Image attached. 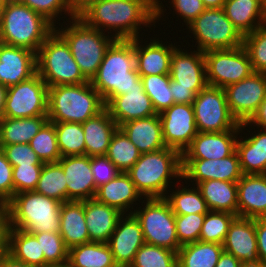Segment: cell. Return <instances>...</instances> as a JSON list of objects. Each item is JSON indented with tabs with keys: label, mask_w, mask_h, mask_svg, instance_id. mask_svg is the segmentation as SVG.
I'll list each match as a JSON object with an SVG mask.
<instances>
[{
	"label": "cell",
	"mask_w": 266,
	"mask_h": 267,
	"mask_svg": "<svg viewBox=\"0 0 266 267\" xmlns=\"http://www.w3.org/2000/svg\"><path fill=\"white\" fill-rule=\"evenodd\" d=\"M58 162L62 166L67 182V201L93 199L97 188L91 170V157L63 156Z\"/></svg>",
	"instance_id": "cell-19"
},
{
	"label": "cell",
	"mask_w": 266,
	"mask_h": 267,
	"mask_svg": "<svg viewBox=\"0 0 266 267\" xmlns=\"http://www.w3.org/2000/svg\"><path fill=\"white\" fill-rule=\"evenodd\" d=\"M198 132L240 130V124L229 111L225 89L207 86L193 103Z\"/></svg>",
	"instance_id": "cell-12"
},
{
	"label": "cell",
	"mask_w": 266,
	"mask_h": 267,
	"mask_svg": "<svg viewBox=\"0 0 266 267\" xmlns=\"http://www.w3.org/2000/svg\"><path fill=\"white\" fill-rule=\"evenodd\" d=\"M34 191L61 203L67 201V182L59 162L44 163Z\"/></svg>",
	"instance_id": "cell-38"
},
{
	"label": "cell",
	"mask_w": 266,
	"mask_h": 267,
	"mask_svg": "<svg viewBox=\"0 0 266 267\" xmlns=\"http://www.w3.org/2000/svg\"><path fill=\"white\" fill-rule=\"evenodd\" d=\"M68 263L72 267H118L109 245L94 241L70 248Z\"/></svg>",
	"instance_id": "cell-36"
},
{
	"label": "cell",
	"mask_w": 266,
	"mask_h": 267,
	"mask_svg": "<svg viewBox=\"0 0 266 267\" xmlns=\"http://www.w3.org/2000/svg\"><path fill=\"white\" fill-rule=\"evenodd\" d=\"M223 251V245L213 242L184 244L177 252V267H215Z\"/></svg>",
	"instance_id": "cell-35"
},
{
	"label": "cell",
	"mask_w": 266,
	"mask_h": 267,
	"mask_svg": "<svg viewBox=\"0 0 266 267\" xmlns=\"http://www.w3.org/2000/svg\"><path fill=\"white\" fill-rule=\"evenodd\" d=\"M208 86L226 88L250 76L254 71L242 46L204 52Z\"/></svg>",
	"instance_id": "cell-11"
},
{
	"label": "cell",
	"mask_w": 266,
	"mask_h": 267,
	"mask_svg": "<svg viewBox=\"0 0 266 267\" xmlns=\"http://www.w3.org/2000/svg\"><path fill=\"white\" fill-rule=\"evenodd\" d=\"M171 3L187 26L206 9L202 0H172Z\"/></svg>",
	"instance_id": "cell-54"
},
{
	"label": "cell",
	"mask_w": 266,
	"mask_h": 267,
	"mask_svg": "<svg viewBox=\"0 0 266 267\" xmlns=\"http://www.w3.org/2000/svg\"><path fill=\"white\" fill-rule=\"evenodd\" d=\"M205 214L175 215L176 234L181 245L199 241Z\"/></svg>",
	"instance_id": "cell-48"
},
{
	"label": "cell",
	"mask_w": 266,
	"mask_h": 267,
	"mask_svg": "<svg viewBox=\"0 0 266 267\" xmlns=\"http://www.w3.org/2000/svg\"><path fill=\"white\" fill-rule=\"evenodd\" d=\"M159 118L166 147L182 154L198 133L193 105L174 103L160 113Z\"/></svg>",
	"instance_id": "cell-15"
},
{
	"label": "cell",
	"mask_w": 266,
	"mask_h": 267,
	"mask_svg": "<svg viewBox=\"0 0 266 267\" xmlns=\"http://www.w3.org/2000/svg\"><path fill=\"white\" fill-rule=\"evenodd\" d=\"M252 124L260 127V130H266V97L251 118L247 122L240 123V129L243 130L244 127Z\"/></svg>",
	"instance_id": "cell-58"
},
{
	"label": "cell",
	"mask_w": 266,
	"mask_h": 267,
	"mask_svg": "<svg viewBox=\"0 0 266 267\" xmlns=\"http://www.w3.org/2000/svg\"><path fill=\"white\" fill-rule=\"evenodd\" d=\"M238 216L266 218V174H243L237 182Z\"/></svg>",
	"instance_id": "cell-23"
},
{
	"label": "cell",
	"mask_w": 266,
	"mask_h": 267,
	"mask_svg": "<svg viewBox=\"0 0 266 267\" xmlns=\"http://www.w3.org/2000/svg\"><path fill=\"white\" fill-rule=\"evenodd\" d=\"M59 233L68 249L91 242L85 222L84 201L70 200L62 203Z\"/></svg>",
	"instance_id": "cell-31"
},
{
	"label": "cell",
	"mask_w": 266,
	"mask_h": 267,
	"mask_svg": "<svg viewBox=\"0 0 266 267\" xmlns=\"http://www.w3.org/2000/svg\"><path fill=\"white\" fill-rule=\"evenodd\" d=\"M7 205L11 228L30 234L60 232L61 202L35 191H25L15 194Z\"/></svg>",
	"instance_id": "cell-6"
},
{
	"label": "cell",
	"mask_w": 266,
	"mask_h": 267,
	"mask_svg": "<svg viewBox=\"0 0 266 267\" xmlns=\"http://www.w3.org/2000/svg\"><path fill=\"white\" fill-rule=\"evenodd\" d=\"M258 257L266 264V218L255 219Z\"/></svg>",
	"instance_id": "cell-56"
},
{
	"label": "cell",
	"mask_w": 266,
	"mask_h": 267,
	"mask_svg": "<svg viewBox=\"0 0 266 267\" xmlns=\"http://www.w3.org/2000/svg\"><path fill=\"white\" fill-rule=\"evenodd\" d=\"M54 30L43 15L16 0L0 8V43L37 53Z\"/></svg>",
	"instance_id": "cell-4"
},
{
	"label": "cell",
	"mask_w": 266,
	"mask_h": 267,
	"mask_svg": "<svg viewBox=\"0 0 266 267\" xmlns=\"http://www.w3.org/2000/svg\"><path fill=\"white\" fill-rule=\"evenodd\" d=\"M129 267H177V252L144 243Z\"/></svg>",
	"instance_id": "cell-44"
},
{
	"label": "cell",
	"mask_w": 266,
	"mask_h": 267,
	"mask_svg": "<svg viewBox=\"0 0 266 267\" xmlns=\"http://www.w3.org/2000/svg\"><path fill=\"white\" fill-rule=\"evenodd\" d=\"M144 201L145 207L134 209L133 214L140 222L145 243L178 252L182 245L177 238L175 214L169 203L164 198Z\"/></svg>",
	"instance_id": "cell-10"
},
{
	"label": "cell",
	"mask_w": 266,
	"mask_h": 267,
	"mask_svg": "<svg viewBox=\"0 0 266 267\" xmlns=\"http://www.w3.org/2000/svg\"><path fill=\"white\" fill-rule=\"evenodd\" d=\"M187 27L197 40V50L203 53L243 45V36L227 18L223 8L205 9Z\"/></svg>",
	"instance_id": "cell-9"
},
{
	"label": "cell",
	"mask_w": 266,
	"mask_h": 267,
	"mask_svg": "<svg viewBox=\"0 0 266 267\" xmlns=\"http://www.w3.org/2000/svg\"><path fill=\"white\" fill-rule=\"evenodd\" d=\"M126 173L144 199L164 198L171 178H182L181 153L169 147L143 153Z\"/></svg>",
	"instance_id": "cell-3"
},
{
	"label": "cell",
	"mask_w": 266,
	"mask_h": 267,
	"mask_svg": "<svg viewBox=\"0 0 266 267\" xmlns=\"http://www.w3.org/2000/svg\"><path fill=\"white\" fill-rule=\"evenodd\" d=\"M119 128L126 134L141 154L166 147L163 140L159 114L128 121L121 124Z\"/></svg>",
	"instance_id": "cell-28"
},
{
	"label": "cell",
	"mask_w": 266,
	"mask_h": 267,
	"mask_svg": "<svg viewBox=\"0 0 266 267\" xmlns=\"http://www.w3.org/2000/svg\"><path fill=\"white\" fill-rule=\"evenodd\" d=\"M22 4L27 5L32 10L43 15L48 21H50L55 27V20H57L61 12L69 14V19L75 18L70 11L67 0H16ZM57 17V18H56ZM56 18V19H55Z\"/></svg>",
	"instance_id": "cell-50"
},
{
	"label": "cell",
	"mask_w": 266,
	"mask_h": 267,
	"mask_svg": "<svg viewBox=\"0 0 266 267\" xmlns=\"http://www.w3.org/2000/svg\"><path fill=\"white\" fill-rule=\"evenodd\" d=\"M144 243L140 222L133 213L123 214L119 218L116 229L107 242L118 267H129Z\"/></svg>",
	"instance_id": "cell-18"
},
{
	"label": "cell",
	"mask_w": 266,
	"mask_h": 267,
	"mask_svg": "<svg viewBox=\"0 0 266 267\" xmlns=\"http://www.w3.org/2000/svg\"><path fill=\"white\" fill-rule=\"evenodd\" d=\"M85 137V155L105 156L115 131L119 128L109 111L104 108L96 116L82 123Z\"/></svg>",
	"instance_id": "cell-30"
},
{
	"label": "cell",
	"mask_w": 266,
	"mask_h": 267,
	"mask_svg": "<svg viewBox=\"0 0 266 267\" xmlns=\"http://www.w3.org/2000/svg\"><path fill=\"white\" fill-rule=\"evenodd\" d=\"M141 153L129 140L126 134L118 128L112 136L106 157L115 165L119 172H127L140 158Z\"/></svg>",
	"instance_id": "cell-39"
},
{
	"label": "cell",
	"mask_w": 266,
	"mask_h": 267,
	"mask_svg": "<svg viewBox=\"0 0 266 267\" xmlns=\"http://www.w3.org/2000/svg\"><path fill=\"white\" fill-rule=\"evenodd\" d=\"M91 170L96 188L112 180L119 171L106 156L91 157Z\"/></svg>",
	"instance_id": "cell-52"
},
{
	"label": "cell",
	"mask_w": 266,
	"mask_h": 267,
	"mask_svg": "<svg viewBox=\"0 0 266 267\" xmlns=\"http://www.w3.org/2000/svg\"><path fill=\"white\" fill-rule=\"evenodd\" d=\"M235 217L236 215L229 212L208 211L205 214L199 241L223 245L229 225Z\"/></svg>",
	"instance_id": "cell-45"
},
{
	"label": "cell",
	"mask_w": 266,
	"mask_h": 267,
	"mask_svg": "<svg viewBox=\"0 0 266 267\" xmlns=\"http://www.w3.org/2000/svg\"><path fill=\"white\" fill-rule=\"evenodd\" d=\"M29 145L43 163L58 162L61 158L54 123L50 121L42 126Z\"/></svg>",
	"instance_id": "cell-43"
},
{
	"label": "cell",
	"mask_w": 266,
	"mask_h": 267,
	"mask_svg": "<svg viewBox=\"0 0 266 267\" xmlns=\"http://www.w3.org/2000/svg\"><path fill=\"white\" fill-rule=\"evenodd\" d=\"M180 48L174 49L171 57L170 77L174 87L189 88L195 95L208 86L204 53L197 50L191 53Z\"/></svg>",
	"instance_id": "cell-17"
},
{
	"label": "cell",
	"mask_w": 266,
	"mask_h": 267,
	"mask_svg": "<svg viewBox=\"0 0 266 267\" xmlns=\"http://www.w3.org/2000/svg\"><path fill=\"white\" fill-rule=\"evenodd\" d=\"M74 17H79L87 8L99 0H67Z\"/></svg>",
	"instance_id": "cell-59"
},
{
	"label": "cell",
	"mask_w": 266,
	"mask_h": 267,
	"mask_svg": "<svg viewBox=\"0 0 266 267\" xmlns=\"http://www.w3.org/2000/svg\"><path fill=\"white\" fill-rule=\"evenodd\" d=\"M40 243L41 252L45 256V267L68 263L69 249L59 232L33 233Z\"/></svg>",
	"instance_id": "cell-46"
},
{
	"label": "cell",
	"mask_w": 266,
	"mask_h": 267,
	"mask_svg": "<svg viewBox=\"0 0 266 267\" xmlns=\"http://www.w3.org/2000/svg\"><path fill=\"white\" fill-rule=\"evenodd\" d=\"M7 87L0 84V120L3 118Z\"/></svg>",
	"instance_id": "cell-63"
},
{
	"label": "cell",
	"mask_w": 266,
	"mask_h": 267,
	"mask_svg": "<svg viewBox=\"0 0 266 267\" xmlns=\"http://www.w3.org/2000/svg\"><path fill=\"white\" fill-rule=\"evenodd\" d=\"M12 167L17 165L44 164L29 143L10 144L1 148Z\"/></svg>",
	"instance_id": "cell-51"
},
{
	"label": "cell",
	"mask_w": 266,
	"mask_h": 267,
	"mask_svg": "<svg viewBox=\"0 0 266 267\" xmlns=\"http://www.w3.org/2000/svg\"><path fill=\"white\" fill-rule=\"evenodd\" d=\"M69 27L56 30L68 43L72 56L82 74L91 81L97 74L105 52L114 37L95 28L87 26L80 18L72 19ZM105 34V35H104Z\"/></svg>",
	"instance_id": "cell-8"
},
{
	"label": "cell",
	"mask_w": 266,
	"mask_h": 267,
	"mask_svg": "<svg viewBox=\"0 0 266 267\" xmlns=\"http://www.w3.org/2000/svg\"><path fill=\"white\" fill-rule=\"evenodd\" d=\"M242 175L236 150L222 159H182V180H193L196 186L213 179L238 182Z\"/></svg>",
	"instance_id": "cell-16"
},
{
	"label": "cell",
	"mask_w": 266,
	"mask_h": 267,
	"mask_svg": "<svg viewBox=\"0 0 266 267\" xmlns=\"http://www.w3.org/2000/svg\"><path fill=\"white\" fill-rule=\"evenodd\" d=\"M105 108L118 126L157 114L144 89H131L125 94L114 96Z\"/></svg>",
	"instance_id": "cell-24"
},
{
	"label": "cell",
	"mask_w": 266,
	"mask_h": 267,
	"mask_svg": "<svg viewBox=\"0 0 266 267\" xmlns=\"http://www.w3.org/2000/svg\"><path fill=\"white\" fill-rule=\"evenodd\" d=\"M13 167L0 148V203H7L14 196Z\"/></svg>",
	"instance_id": "cell-53"
},
{
	"label": "cell",
	"mask_w": 266,
	"mask_h": 267,
	"mask_svg": "<svg viewBox=\"0 0 266 267\" xmlns=\"http://www.w3.org/2000/svg\"><path fill=\"white\" fill-rule=\"evenodd\" d=\"M224 89L232 116L239 124L247 122L266 97V73L253 72Z\"/></svg>",
	"instance_id": "cell-14"
},
{
	"label": "cell",
	"mask_w": 266,
	"mask_h": 267,
	"mask_svg": "<svg viewBox=\"0 0 266 267\" xmlns=\"http://www.w3.org/2000/svg\"><path fill=\"white\" fill-rule=\"evenodd\" d=\"M242 130L198 132L181 154L182 159H222L236 150L237 135Z\"/></svg>",
	"instance_id": "cell-21"
},
{
	"label": "cell",
	"mask_w": 266,
	"mask_h": 267,
	"mask_svg": "<svg viewBox=\"0 0 266 267\" xmlns=\"http://www.w3.org/2000/svg\"><path fill=\"white\" fill-rule=\"evenodd\" d=\"M37 73L36 53L0 43V84L10 87Z\"/></svg>",
	"instance_id": "cell-20"
},
{
	"label": "cell",
	"mask_w": 266,
	"mask_h": 267,
	"mask_svg": "<svg viewBox=\"0 0 266 267\" xmlns=\"http://www.w3.org/2000/svg\"><path fill=\"white\" fill-rule=\"evenodd\" d=\"M254 72L266 73V24L243 37Z\"/></svg>",
	"instance_id": "cell-47"
},
{
	"label": "cell",
	"mask_w": 266,
	"mask_h": 267,
	"mask_svg": "<svg viewBox=\"0 0 266 267\" xmlns=\"http://www.w3.org/2000/svg\"><path fill=\"white\" fill-rule=\"evenodd\" d=\"M0 267H33L23 263L22 261L16 260L10 254H5L0 257Z\"/></svg>",
	"instance_id": "cell-61"
},
{
	"label": "cell",
	"mask_w": 266,
	"mask_h": 267,
	"mask_svg": "<svg viewBox=\"0 0 266 267\" xmlns=\"http://www.w3.org/2000/svg\"><path fill=\"white\" fill-rule=\"evenodd\" d=\"M170 88L177 104H192L196 95L189 89L183 87H174V80H170Z\"/></svg>",
	"instance_id": "cell-57"
},
{
	"label": "cell",
	"mask_w": 266,
	"mask_h": 267,
	"mask_svg": "<svg viewBox=\"0 0 266 267\" xmlns=\"http://www.w3.org/2000/svg\"><path fill=\"white\" fill-rule=\"evenodd\" d=\"M206 9L223 8L225 0H202Z\"/></svg>",
	"instance_id": "cell-62"
},
{
	"label": "cell",
	"mask_w": 266,
	"mask_h": 267,
	"mask_svg": "<svg viewBox=\"0 0 266 267\" xmlns=\"http://www.w3.org/2000/svg\"><path fill=\"white\" fill-rule=\"evenodd\" d=\"M223 249L242 263L260 262L255 219L236 216L229 225Z\"/></svg>",
	"instance_id": "cell-22"
},
{
	"label": "cell",
	"mask_w": 266,
	"mask_h": 267,
	"mask_svg": "<svg viewBox=\"0 0 266 267\" xmlns=\"http://www.w3.org/2000/svg\"><path fill=\"white\" fill-rule=\"evenodd\" d=\"M49 267H72L69 263L63 265H50Z\"/></svg>",
	"instance_id": "cell-67"
},
{
	"label": "cell",
	"mask_w": 266,
	"mask_h": 267,
	"mask_svg": "<svg viewBox=\"0 0 266 267\" xmlns=\"http://www.w3.org/2000/svg\"><path fill=\"white\" fill-rule=\"evenodd\" d=\"M140 38L134 39L136 70L141 76L170 74L171 57L175 44L164 45L162 41L151 39L143 47Z\"/></svg>",
	"instance_id": "cell-25"
},
{
	"label": "cell",
	"mask_w": 266,
	"mask_h": 267,
	"mask_svg": "<svg viewBox=\"0 0 266 267\" xmlns=\"http://www.w3.org/2000/svg\"><path fill=\"white\" fill-rule=\"evenodd\" d=\"M241 267H266V264H264L263 262L242 263Z\"/></svg>",
	"instance_id": "cell-65"
},
{
	"label": "cell",
	"mask_w": 266,
	"mask_h": 267,
	"mask_svg": "<svg viewBox=\"0 0 266 267\" xmlns=\"http://www.w3.org/2000/svg\"><path fill=\"white\" fill-rule=\"evenodd\" d=\"M11 1L13 0H0V8L4 7L6 4H8Z\"/></svg>",
	"instance_id": "cell-66"
},
{
	"label": "cell",
	"mask_w": 266,
	"mask_h": 267,
	"mask_svg": "<svg viewBox=\"0 0 266 267\" xmlns=\"http://www.w3.org/2000/svg\"><path fill=\"white\" fill-rule=\"evenodd\" d=\"M47 121V116L3 117L0 120V148L10 144L29 143Z\"/></svg>",
	"instance_id": "cell-34"
},
{
	"label": "cell",
	"mask_w": 266,
	"mask_h": 267,
	"mask_svg": "<svg viewBox=\"0 0 266 267\" xmlns=\"http://www.w3.org/2000/svg\"><path fill=\"white\" fill-rule=\"evenodd\" d=\"M11 231L10 212L7 203H0V257L8 253Z\"/></svg>",
	"instance_id": "cell-55"
},
{
	"label": "cell",
	"mask_w": 266,
	"mask_h": 267,
	"mask_svg": "<svg viewBox=\"0 0 266 267\" xmlns=\"http://www.w3.org/2000/svg\"><path fill=\"white\" fill-rule=\"evenodd\" d=\"M242 174H266V130L236 141Z\"/></svg>",
	"instance_id": "cell-33"
},
{
	"label": "cell",
	"mask_w": 266,
	"mask_h": 267,
	"mask_svg": "<svg viewBox=\"0 0 266 267\" xmlns=\"http://www.w3.org/2000/svg\"><path fill=\"white\" fill-rule=\"evenodd\" d=\"M223 10L243 37L266 24V0H225Z\"/></svg>",
	"instance_id": "cell-27"
},
{
	"label": "cell",
	"mask_w": 266,
	"mask_h": 267,
	"mask_svg": "<svg viewBox=\"0 0 266 267\" xmlns=\"http://www.w3.org/2000/svg\"><path fill=\"white\" fill-rule=\"evenodd\" d=\"M84 214L90 241L103 243L109 241L123 215L116 208L98 202L95 198L84 200Z\"/></svg>",
	"instance_id": "cell-26"
},
{
	"label": "cell",
	"mask_w": 266,
	"mask_h": 267,
	"mask_svg": "<svg viewBox=\"0 0 266 267\" xmlns=\"http://www.w3.org/2000/svg\"><path fill=\"white\" fill-rule=\"evenodd\" d=\"M105 108L91 82L48 88V121L84 123Z\"/></svg>",
	"instance_id": "cell-5"
},
{
	"label": "cell",
	"mask_w": 266,
	"mask_h": 267,
	"mask_svg": "<svg viewBox=\"0 0 266 267\" xmlns=\"http://www.w3.org/2000/svg\"><path fill=\"white\" fill-rule=\"evenodd\" d=\"M106 105L114 96L144 89L136 70L134 39L114 40L107 48L97 74L90 81Z\"/></svg>",
	"instance_id": "cell-2"
},
{
	"label": "cell",
	"mask_w": 266,
	"mask_h": 267,
	"mask_svg": "<svg viewBox=\"0 0 266 267\" xmlns=\"http://www.w3.org/2000/svg\"><path fill=\"white\" fill-rule=\"evenodd\" d=\"M98 202L114 207L121 213H133L129 209L131 205L142 199V195L136 189L130 176L125 172H119L112 180L97 188L94 197ZM126 210V211H125Z\"/></svg>",
	"instance_id": "cell-29"
},
{
	"label": "cell",
	"mask_w": 266,
	"mask_h": 267,
	"mask_svg": "<svg viewBox=\"0 0 266 267\" xmlns=\"http://www.w3.org/2000/svg\"><path fill=\"white\" fill-rule=\"evenodd\" d=\"M197 187L209 211L229 212L238 216L237 182L213 179L200 182Z\"/></svg>",
	"instance_id": "cell-32"
},
{
	"label": "cell",
	"mask_w": 266,
	"mask_h": 267,
	"mask_svg": "<svg viewBox=\"0 0 266 267\" xmlns=\"http://www.w3.org/2000/svg\"><path fill=\"white\" fill-rule=\"evenodd\" d=\"M78 18L102 32L113 29L116 40H132L140 36L141 24H155L156 10L145 0H99Z\"/></svg>",
	"instance_id": "cell-1"
},
{
	"label": "cell",
	"mask_w": 266,
	"mask_h": 267,
	"mask_svg": "<svg viewBox=\"0 0 266 267\" xmlns=\"http://www.w3.org/2000/svg\"><path fill=\"white\" fill-rule=\"evenodd\" d=\"M48 88L38 73L25 81L7 87L3 117L47 116Z\"/></svg>",
	"instance_id": "cell-13"
},
{
	"label": "cell",
	"mask_w": 266,
	"mask_h": 267,
	"mask_svg": "<svg viewBox=\"0 0 266 267\" xmlns=\"http://www.w3.org/2000/svg\"><path fill=\"white\" fill-rule=\"evenodd\" d=\"M57 28L36 53L37 73L48 87L88 82L74 60L68 43L56 31Z\"/></svg>",
	"instance_id": "cell-7"
},
{
	"label": "cell",
	"mask_w": 266,
	"mask_h": 267,
	"mask_svg": "<svg viewBox=\"0 0 266 267\" xmlns=\"http://www.w3.org/2000/svg\"><path fill=\"white\" fill-rule=\"evenodd\" d=\"M145 93L151 99L157 114L162 113L174 104L170 88V74L141 76Z\"/></svg>",
	"instance_id": "cell-42"
},
{
	"label": "cell",
	"mask_w": 266,
	"mask_h": 267,
	"mask_svg": "<svg viewBox=\"0 0 266 267\" xmlns=\"http://www.w3.org/2000/svg\"><path fill=\"white\" fill-rule=\"evenodd\" d=\"M241 265L242 262L239 261L234 255L223 251L215 267H241Z\"/></svg>",
	"instance_id": "cell-60"
},
{
	"label": "cell",
	"mask_w": 266,
	"mask_h": 267,
	"mask_svg": "<svg viewBox=\"0 0 266 267\" xmlns=\"http://www.w3.org/2000/svg\"><path fill=\"white\" fill-rule=\"evenodd\" d=\"M43 165H17L13 167L14 195L36 189Z\"/></svg>",
	"instance_id": "cell-49"
},
{
	"label": "cell",
	"mask_w": 266,
	"mask_h": 267,
	"mask_svg": "<svg viewBox=\"0 0 266 267\" xmlns=\"http://www.w3.org/2000/svg\"><path fill=\"white\" fill-rule=\"evenodd\" d=\"M171 193L165 195L164 199L169 203L175 215L206 214L209 211L198 187L192 189H187V187L179 189L178 187V190Z\"/></svg>",
	"instance_id": "cell-41"
},
{
	"label": "cell",
	"mask_w": 266,
	"mask_h": 267,
	"mask_svg": "<svg viewBox=\"0 0 266 267\" xmlns=\"http://www.w3.org/2000/svg\"><path fill=\"white\" fill-rule=\"evenodd\" d=\"M54 127L61 157L85 155L82 123L55 122Z\"/></svg>",
	"instance_id": "cell-40"
},
{
	"label": "cell",
	"mask_w": 266,
	"mask_h": 267,
	"mask_svg": "<svg viewBox=\"0 0 266 267\" xmlns=\"http://www.w3.org/2000/svg\"><path fill=\"white\" fill-rule=\"evenodd\" d=\"M10 254L16 260L33 267H45V256L37 238L26 231L11 228L9 236Z\"/></svg>",
	"instance_id": "cell-37"
},
{
	"label": "cell",
	"mask_w": 266,
	"mask_h": 267,
	"mask_svg": "<svg viewBox=\"0 0 266 267\" xmlns=\"http://www.w3.org/2000/svg\"><path fill=\"white\" fill-rule=\"evenodd\" d=\"M148 4H150L156 10V20H160L161 14H163L162 3H159V0H145Z\"/></svg>",
	"instance_id": "cell-64"
}]
</instances>
